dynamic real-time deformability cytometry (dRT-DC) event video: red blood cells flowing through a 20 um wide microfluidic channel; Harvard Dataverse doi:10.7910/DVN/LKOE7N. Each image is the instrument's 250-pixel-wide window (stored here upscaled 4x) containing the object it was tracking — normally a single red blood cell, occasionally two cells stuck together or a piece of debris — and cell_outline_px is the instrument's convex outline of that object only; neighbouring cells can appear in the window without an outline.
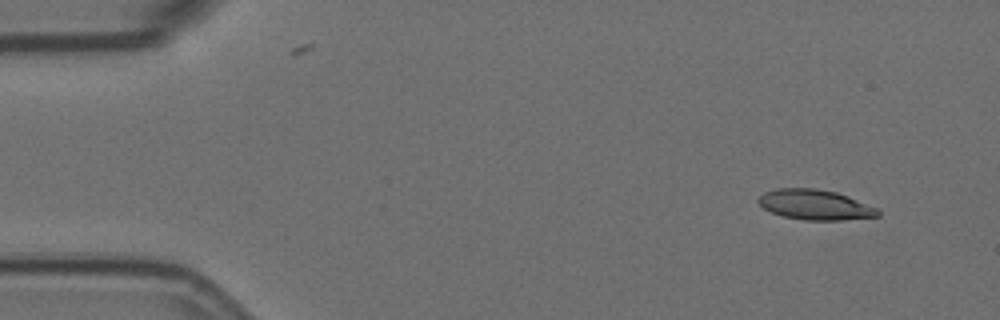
{"species": "Egyptian fruit bat (a non-hibernating species)", "species_latin": "Rousettus aegyptiacus", "temperature_condition": "room temperature", "stored_images_in_passage": 5, "segment_of_instrument_passage": [2, 2], "camera_frame_rate_fps": 3000, "um_per_image_px": 0.085, "animal": {"sex": "female"}, "frame": {"image": 1, "passage_image": 5, "time_ms": 1.333, "image_size_px": [1000, 320], "cell_outline_px": [[880, 216], [844, 220], [804, 220], [784, 216], [772, 212], [764, 208], [756, 200], [764, 192], [776, 188], [816, 188], [836, 192], [848, 196], [876, 208], [880, 212]], "centroid_in_image_um": [69.28, 17.4], "position_along_channel_um": 15.7, "area_um2": 20.92}}